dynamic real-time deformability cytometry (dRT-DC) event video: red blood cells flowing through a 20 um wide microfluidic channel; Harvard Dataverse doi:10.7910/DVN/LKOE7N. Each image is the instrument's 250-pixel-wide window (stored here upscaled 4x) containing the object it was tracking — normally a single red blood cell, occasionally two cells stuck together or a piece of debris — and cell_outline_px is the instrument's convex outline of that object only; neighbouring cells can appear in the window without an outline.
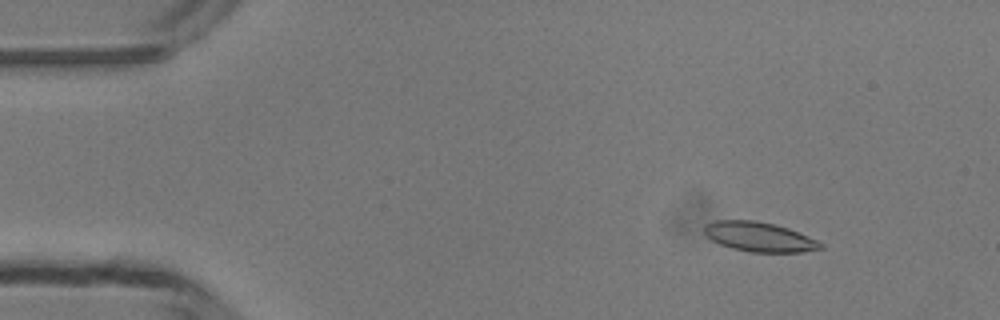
{"species": "common noctule bat (a hibernating species)", "species_latin": "Nyctalus noctula", "temperature_condition": "room temperature", "stored_images_in_passage": 49, "camera_frame_rate_fps": 3000, "um_per_image_px": 0.085, "animal": {"sex": "male", "body_mass_g": 13.3}, "frame": {"image": 1, "passage_image": 6, "time_ms": 1.667, "image_size_px": [1000, 320], "cell_outline_px": [[824, 248], [800, 252], [752, 252], [732, 248], [720, 244], [712, 240], [704, 232], [704, 224], [716, 220], [756, 220], [776, 224], [788, 228], [808, 236], [824, 244]], "centroid_in_image_um": [64.54, 20.12], "position_along_channel_um": 20.5, "area_um2": 20.06}}
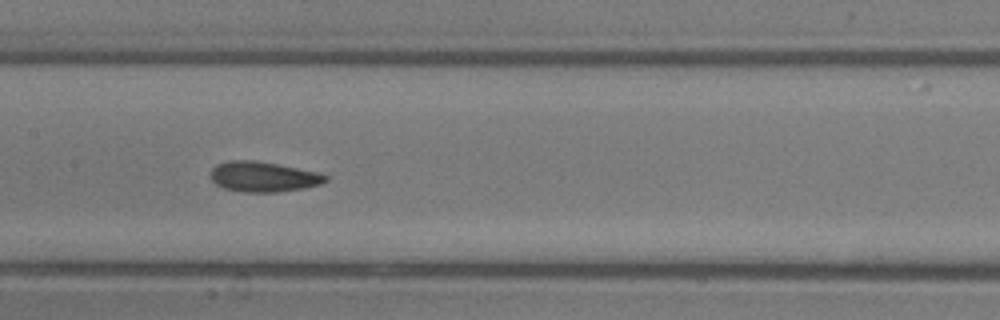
{"frame": {"image": 2, "passage_image": 24, "time_ms": 7.667, "image_size_px": [1000, 320], "cell_outline_px": [[328, 180], [320, 184], [304, 188], [276, 192], [244, 192], [224, 188], [216, 184], [212, 180], [212, 168], [216, 164], [228, 160], [256, 160], [316, 172], [328, 176]], "centroid_in_image_um": [22.36, 15.02], "position_along_channel_um": 185.0, "area_um2": 20.06}}
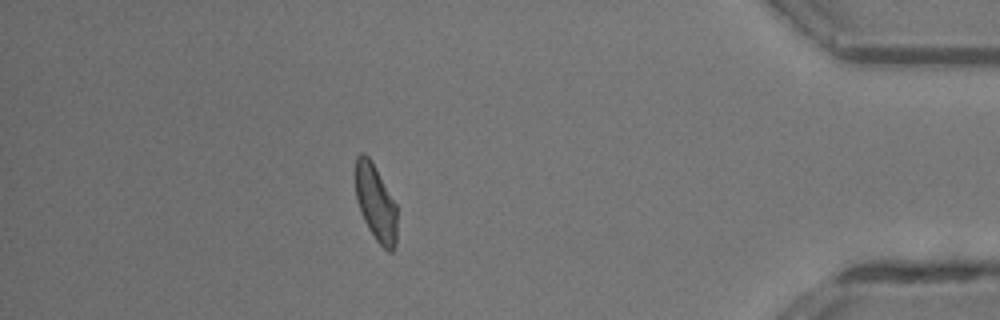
{"frame": {"image": 3, "passage_image": 43, "time_ms": 14.0, "image_size_px": [1000, 320], "cell_outline_px": [[396, 244], [392, 252], [388, 252], [376, 240], [368, 228], [360, 212], [356, 200], [356, 156], [360, 152], [364, 152], [368, 156], [396, 204]], "centroid_in_image_um": [31.92, 17.27], "position_along_channel_um": 403.3, "area_um2": 18.26}, "authors_computed_cell_mechanics": {"area_um2": 19.8254, "velocity_mm_per_s": 4.2017, "shape_relaxation_time_tau1_ms": 5.3273, "shape_relaxation_time_tau2_ms": 2.7804, "deformation_change_tau1": 0.135, "deformation_change_tau2": 0.1021}}